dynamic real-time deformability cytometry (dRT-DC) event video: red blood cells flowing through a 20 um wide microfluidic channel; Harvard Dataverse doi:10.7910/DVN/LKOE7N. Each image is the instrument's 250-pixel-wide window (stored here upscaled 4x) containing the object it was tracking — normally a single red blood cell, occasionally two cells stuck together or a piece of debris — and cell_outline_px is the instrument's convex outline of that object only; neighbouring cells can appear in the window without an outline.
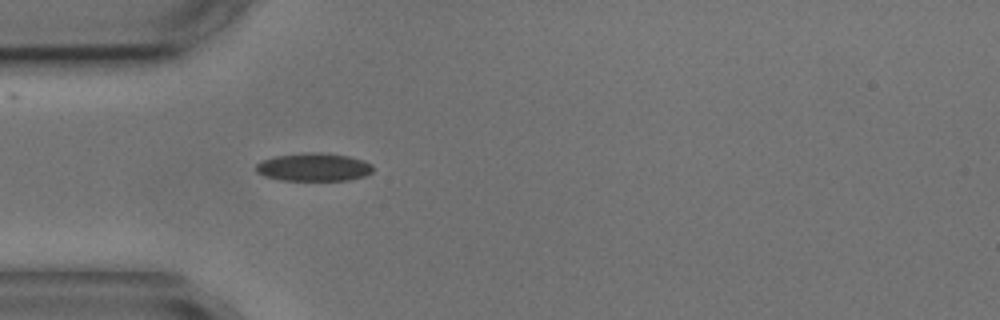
{"species": "common noctule bat (a hibernating species)", "species_latin": "Nyctalus noctula", "temperature_condition": "cold", "stored_images_in_passage": 2, "segment_of_instrument_passage": [1, 2], "camera_frame_rate_fps": 3000, "um_per_image_px": 0.085, "animal": {"sex": "male", "body_mass_g": 17.9, "forearm_length_mm": 54.2}, "frame": {"image": 1, "passage_image": 1, "time_ms": 0.0, "image_size_px": [1000, 320], "cell_outline_px": [[372, 172], [364, 176], [348, 180], [280, 180], [264, 176], [256, 172], [256, 164], [260, 160], [276, 156], [304, 152], [320, 152], [348, 156], [364, 160], [372, 164]], "centroid_in_image_um": [26.64, 14.2], "position_along_channel_um": 58.4, "area_um2": 19.25}}